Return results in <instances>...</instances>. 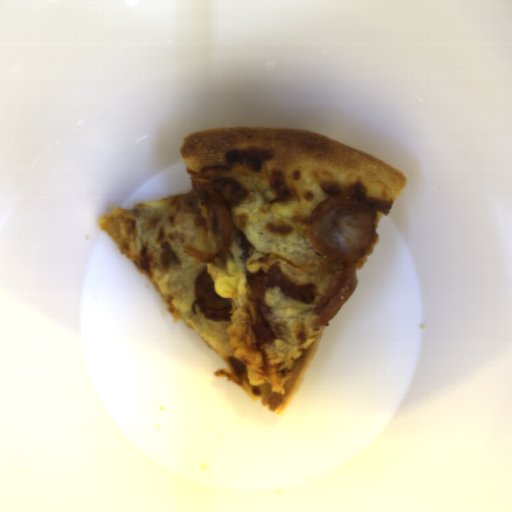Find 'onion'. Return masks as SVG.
<instances>
[{
	"label": "onion",
	"mask_w": 512,
	"mask_h": 512,
	"mask_svg": "<svg viewBox=\"0 0 512 512\" xmlns=\"http://www.w3.org/2000/svg\"><path fill=\"white\" fill-rule=\"evenodd\" d=\"M233 238L239 248L242 249L243 253L239 256L240 259L246 260L251 257L254 253L255 247L253 243L247 240L242 229L232 225Z\"/></svg>",
	"instance_id": "06740285"
}]
</instances>
